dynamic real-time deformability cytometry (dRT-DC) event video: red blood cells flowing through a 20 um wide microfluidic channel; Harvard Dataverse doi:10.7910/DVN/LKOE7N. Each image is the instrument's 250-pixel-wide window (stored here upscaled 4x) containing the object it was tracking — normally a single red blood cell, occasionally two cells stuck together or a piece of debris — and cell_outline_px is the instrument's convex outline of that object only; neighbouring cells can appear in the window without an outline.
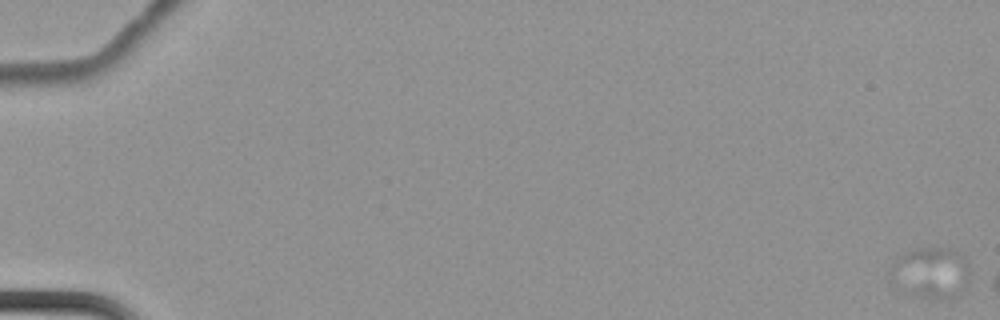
{"species": "common noctule bat (a hibernating species)", "species_latin": "Nyctalus noctula", "temperature_condition": "cold", "stored_images_in_passage": 7, "camera_frame_rate_fps": 3000, "um_per_image_px": 0.085, "animal": {"sex": "female", "body_mass_g": 22.7, "forearm_length_mm": 54.2}, "frame": {"image": 1, "passage_image": 7, "time_ms": 2.0, "image_size_px": [1000, 320], "cell_outline_px": [[968, 280], [964, 288], [956, 296], [940, 300], [936, 300], [912, 292], [888, 268], [904, 252], [912, 248], [952, 248], [960, 252], [964, 256], [968, 264]], "centroid_in_image_um": [79.26, 23.11], "position_along_channel_um": 5.7, "area_um2": 22.6}}